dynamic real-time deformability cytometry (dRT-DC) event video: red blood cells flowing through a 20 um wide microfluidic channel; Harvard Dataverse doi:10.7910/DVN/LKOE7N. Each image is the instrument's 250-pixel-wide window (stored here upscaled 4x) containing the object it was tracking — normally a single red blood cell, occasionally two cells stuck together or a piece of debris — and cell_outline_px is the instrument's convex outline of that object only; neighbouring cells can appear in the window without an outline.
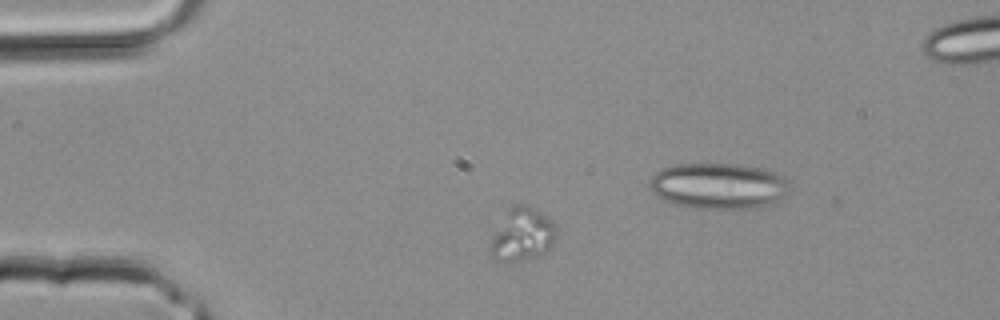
{"species": "common noctule bat (a hibernating species)", "species_latin": "Nyctalus noctula", "temperature_condition": "room temperature", "stored_images_in_passage": 3, "camera_frame_rate_fps": 3000, "um_per_image_px": 0.085, "animal": {"sex": "male", "body_mass_g": 20.4}, "frame": {"image": 1, "passage_image": 1, "time_ms": 0.0, "image_size_px": [1000, 320], "cell_outline_px": [[556, 236], [552, 244], [540, 256], [500, 264], [492, 260], [488, 256], [488, 248], [492, 232], [508, 208], [512, 204], [528, 204], [552, 220], [556, 228]], "centroid_in_image_um": [44.29, 19.96], "position_along_channel_um": 40.7, "area_um2": 21.21}}